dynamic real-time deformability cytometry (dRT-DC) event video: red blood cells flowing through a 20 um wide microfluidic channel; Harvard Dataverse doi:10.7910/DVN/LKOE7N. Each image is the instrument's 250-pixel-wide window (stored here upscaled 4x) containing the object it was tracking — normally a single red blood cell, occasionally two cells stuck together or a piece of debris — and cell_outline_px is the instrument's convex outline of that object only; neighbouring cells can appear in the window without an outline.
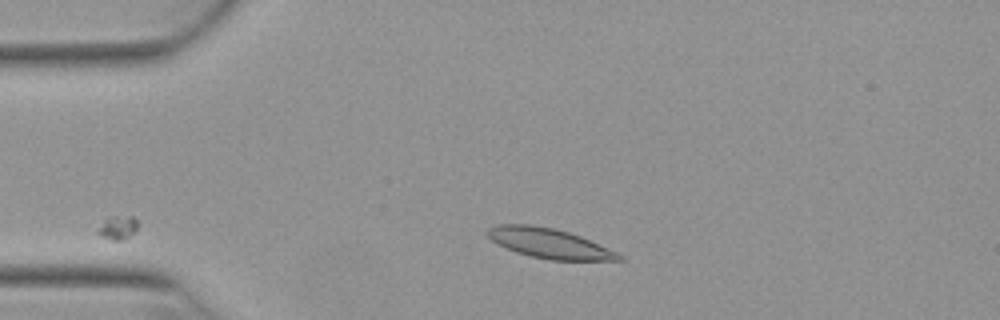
{"species": "Egyptian fruit bat (a non-hibernating species)", "species_latin": "Rousettus aegyptiacus", "temperature_condition": "warm", "stored_images_in_passage": 29, "camera_frame_rate_fps": 3000, "um_per_image_px": 0.085, "animal": {"sex": "female"}, "frame": {"image": 1, "passage_image": 1, "time_ms": 0.0, "image_size_px": [1000, 320], "cell_outline_px": [[624, 260], [548, 260], [516, 252], [504, 248], [496, 244], [484, 232], [488, 228], [500, 224], [528, 224], [552, 228], [568, 232], [580, 236], [616, 252], [624, 256]], "centroid_in_image_um": [46.63, 20.68], "position_along_channel_um": 38.4, "area_um2": 22.72}}
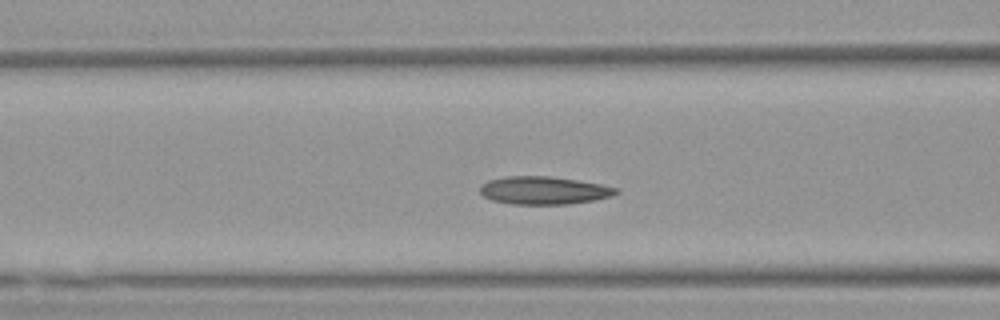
{"frame": {"image": 2, "passage_image": 10, "time_ms": 3.0, "image_size_px": [1000, 320], "cell_outline_px": [[620, 192], [612, 196], [572, 204], [512, 204], [492, 200], [484, 196], [480, 192], [480, 188], [488, 180], [504, 176], [548, 176], [576, 180], [600, 184], [620, 188]], "centroid_in_image_um": [46.25, 16.18], "position_along_channel_um": 120.3, "area_um2": 22.08}}
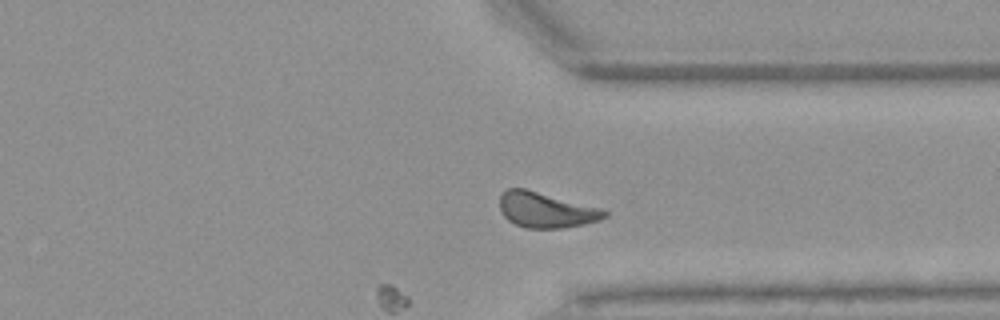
{"frame": {"image": 3, "passage_image": 29, "time_ms": 9.333, "image_size_px": [1000, 320], "cell_outline_px": [[608, 216], [600, 220], [584, 224], [564, 228], [524, 228], [508, 220], [504, 216], [500, 208], [500, 192], [508, 188], [524, 188], [604, 208], [608, 212]], "centroid_in_image_um": [46.44, 17.84], "position_along_channel_um": 365.0, "area_um2": 21.91}, "authors_computed_cell_mechanics": {"area_um2": 20.8658, "velocity_mm_per_s": 3.6542, "shape_relaxation_time_tau1_ms": 7.7437, "shape_relaxation_time_tau2_ms": null, "deformation_change_tau1": null, "deformation_change_tau2": null}}